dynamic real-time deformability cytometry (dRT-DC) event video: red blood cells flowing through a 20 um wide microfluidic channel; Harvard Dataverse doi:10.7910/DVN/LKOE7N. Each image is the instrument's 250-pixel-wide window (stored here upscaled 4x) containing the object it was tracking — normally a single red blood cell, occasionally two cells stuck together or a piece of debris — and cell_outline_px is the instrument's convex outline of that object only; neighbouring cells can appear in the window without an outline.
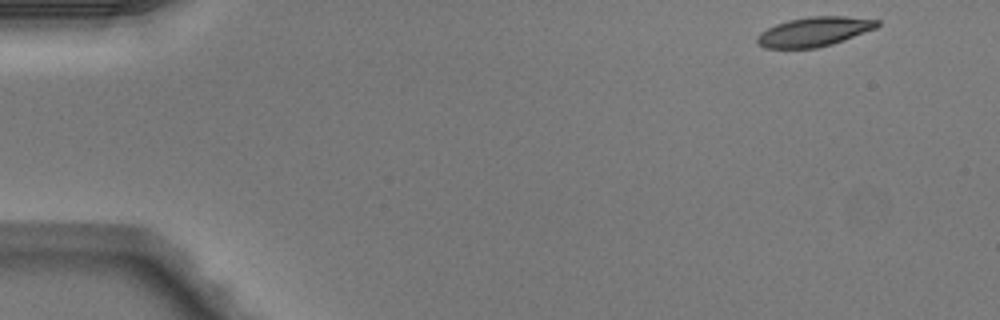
{"species": "Egyptian fruit bat (a non-hibernating species)", "species_latin": "Rousettus aegyptiacus", "temperature_condition": "warm", "stored_images_in_passage": 46, "camera_frame_rate_fps": 3000, "um_per_image_px": 0.085, "animal": {"sex": "male"}, "frame": {"image": 1, "passage_image": 1, "time_ms": 0.0, "image_size_px": [1000, 320], "cell_outline_px": [[880, 24], [876, 28], [844, 40], [832, 44], [816, 48], [764, 48], [756, 44], [756, 36], [760, 32], [776, 24], [788, 20], [812, 16], [844, 16], [880, 20]], "centroid_in_image_um": [69.18, 2.69], "position_along_channel_um": 15.8, "area_um2": 20.63}}
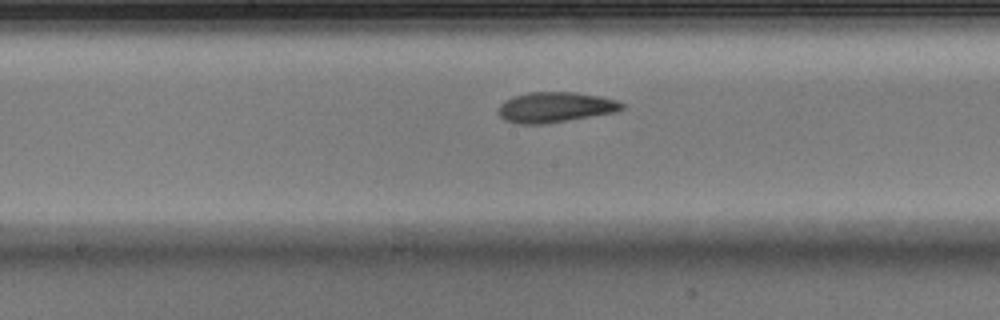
{"frame": {"image": 2, "passage_image": 23, "time_ms": 7.333, "image_size_px": [1000, 320], "cell_outline_px": [[624, 108], [616, 112], [544, 124], [516, 124], [504, 120], [500, 116], [500, 104], [504, 100], [512, 96], [528, 92], [576, 92], [600, 96], [616, 100], [624, 104]], "centroid_in_image_um": [47.18, 9.11], "position_along_channel_um": 201.0, "area_um2": 21.91}}
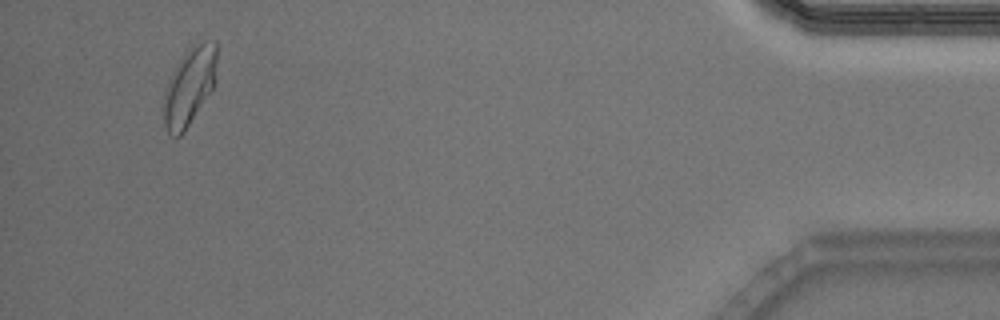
{"frame": {"image": 3, "passage_image": 44, "time_ms": 14.333, "image_size_px": [1000, 320], "cell_outline_px": [[216, 80], [212, 88], [184, 132], [180, 136], [172, 136], [168, 132], [164, 124], [164, 96], [168, 80], [176, 64], [188, 48], [204, 40], [216, 40]], "centroid_in_image_um": [16.1, 7.3], "position_along_channel_um": 419.1, "area_um2": 23.87}, "authors_computed_cell_mechanics": {"area_um2": 21.2993, "velocity_mm_per_s": 4.1143, "shape_relaxation_time_tau1_ms": 5.2211, "shape_relaxation_time_tau2_ms": 2.1623, "deformation_change_tau1": 0.1822, "deformation_change_tau2": 0.0934}}